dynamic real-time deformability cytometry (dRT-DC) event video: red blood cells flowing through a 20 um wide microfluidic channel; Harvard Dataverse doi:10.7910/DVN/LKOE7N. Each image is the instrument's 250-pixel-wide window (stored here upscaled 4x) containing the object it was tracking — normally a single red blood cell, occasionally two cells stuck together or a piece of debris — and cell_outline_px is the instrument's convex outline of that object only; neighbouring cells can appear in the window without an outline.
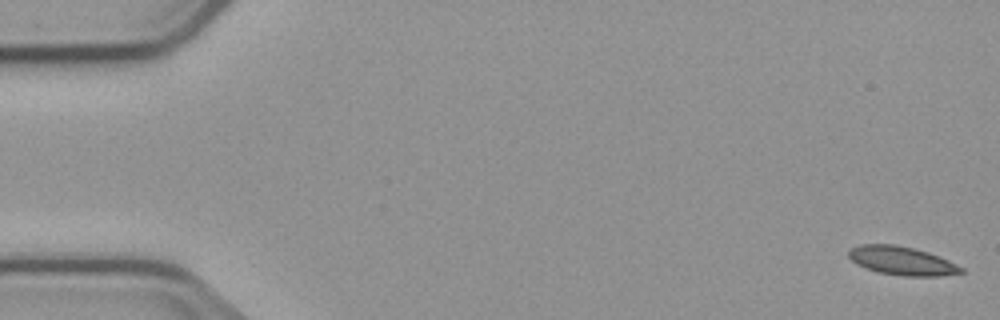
{"species": "common noctule bat (a hibernating species)", "species_latin": "Nyctalus noctula", "temperature_condition": "cold", "stored_images_in_passage": 5, "camera_frame_rate_fps": 3000, "um_per_image_px": 0.085, "animal": {"sex": "male", "body_mass_g": 23.1, "forearm_length_mm": 52.7}, "frame": {"image": 1, "passage_image": 1, "time_ms": 0.0, "image_size_px": [1000, 320], "cell_outline_px": [[964, 272], [940, 276], [904, 276], [880, 272], [856, 264], [848, 256], [848, 252], [852, 248], [860, 244], [892, 244], [912, 248], [928, 252], [948, 260], [964, 268]], "centroid_in_image_um": [76.67, 22.16], "position_along_channel_um": 8.3, "area_um2": 18.5}}
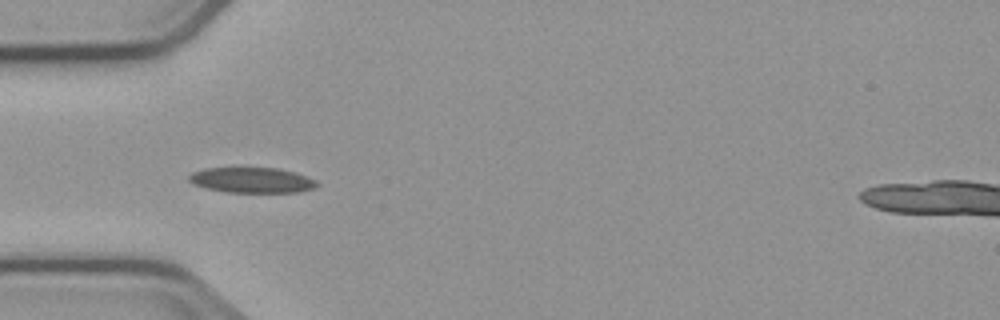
{"frame": {"image": 2, "passage_image": 5, "time_ms": 5.333, "image_size_px": [1000, 320], "cell_outline_px": [[320, 184], [312, 188], [300, 192], [224, 192], [192, 184], [188, 180], [188, 176], [192, 172], [204, 168], [232, 164], [236, 164], [276, 168], [296, 172], [316, 180]], "centroid_in_image_um": [21.34, 15.25], "position_along_channel_um": 63.7, "area_um2": 20.06}}